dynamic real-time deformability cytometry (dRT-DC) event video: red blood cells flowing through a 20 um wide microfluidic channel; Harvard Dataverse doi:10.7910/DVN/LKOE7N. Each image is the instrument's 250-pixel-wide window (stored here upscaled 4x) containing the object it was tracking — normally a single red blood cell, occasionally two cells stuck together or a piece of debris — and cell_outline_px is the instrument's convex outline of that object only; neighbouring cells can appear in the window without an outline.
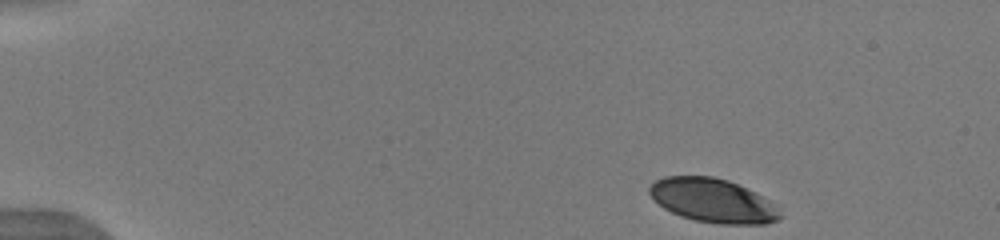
{"species": "human", "species_latin": "Homo sapiens", "temperature_condition": "warm", "stored_images_in_passage": 45, "camera_frame_rate_fps": 3000, "um_per_image_px": 0.085, "donor": {"sex": "male"}, "frame": {"image": 1, "passage_image": 1, "time_ms": 0.0, "image_size_px": [1000, 240], "cell_outline_px": [[784, 216], [776, 220], [764, 224], [716, 224], [696, 220], [680, 216], [664, 208], [648, 192], [648, 188], [656, 180], [664, 176], [712, 176], [728, 180], [780, 204]], "centroid_in_image_um": [60.67, 17.06], "position_along_channel_um": 24.3, "area_um2": 33.7}}
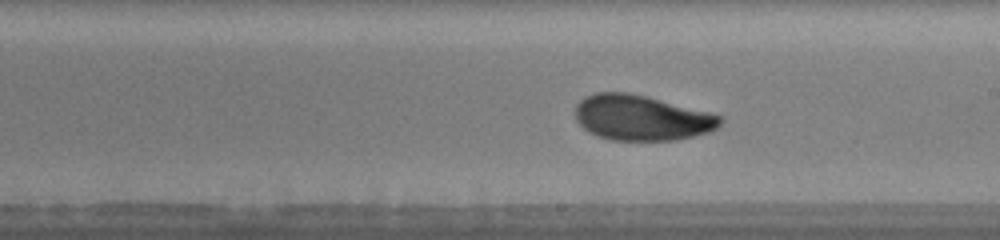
{"frame": {"image": 2, "passage_image": 25, "time_ms": 8.0, "image_size_px": [1000, 240], "cell_outline_px": [[724, 120], [716, 128], [708, 132], [676, 140], [612, 140], [596, 136], [588, 132], [576, 120], [576, 104], [584, 96], [596, 92], [628, 92], [708, 112], [720, 116]], "centroid_in_image_um": [54.48, 10.01], "position_along_channel_um": 234.5, "area_um2": 38.03}}
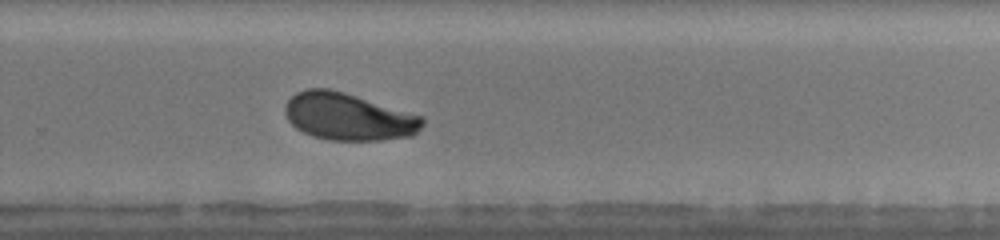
{"frame": {"image": 3, "passage_image": 30, "time_ms": 9.667, "image_size_px": [1000, 240], "cell_outline_px": [[424, 124], [412, 136], [380, 140], [328, 140], [312, 136], [296, 128], [288, 120], [284, 112], [284, 108], [288, 100], [296, 92], [304, 88], [328, 88], [344, 92], [424, 116]], "centroid_in_image_um": [29.6, 9.91], "position_along_channel_um": 300.2, "area_um2": 37.97}, "authors_computed_cell_mechanics": {"area_um2": 37.3966, "velocity_mm_per_s": 3.9672, "shape_relaxation_time_tau1_ms": 3.3997, "shape_relaxation_time_tau2_ms": 1.4218, "deformation_change_tau1": 0.1314, "deformation_change_tau2": 0.0661}}